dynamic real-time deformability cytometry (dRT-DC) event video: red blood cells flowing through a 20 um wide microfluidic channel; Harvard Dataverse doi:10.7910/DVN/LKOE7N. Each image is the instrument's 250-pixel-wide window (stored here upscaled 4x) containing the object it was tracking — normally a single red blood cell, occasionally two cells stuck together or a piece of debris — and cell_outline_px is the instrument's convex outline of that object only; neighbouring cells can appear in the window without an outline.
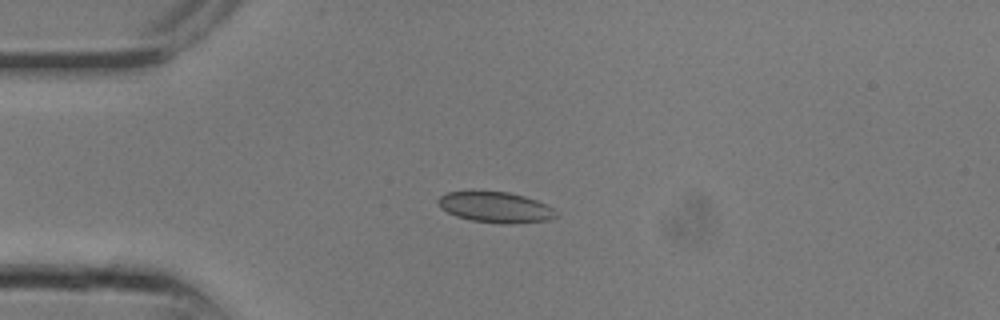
{"species": "common noctule bat (a hibernating species)", "species_latin": "Nyctalus noctula", "temperature_condition": "room temperature", "stored_images_in_passage": 9, "camera_frame_rate_fps": 3000, "um_per_image_px": 0.085, "animal": {"sex": "male", "body_mass_g": 13.3}, "frame": {"image": 1, "passage_image": 6, "time_ms": 1.667, "image_size_px": [1000, 320], "cell_outline_px": [[556, 216], [548, 220], [516, 224], [508, 224], [472, 220], [456, 216], [440, 208], [436, 200], [440, 196], [448, 192], [472, 188], [508, 192], [524, 196], [536, 200], [552, 208]], "centroid_in_image_um": [42.03, 17.57], "position_along_channel_um": 43.0, "area_um2": 21.62}}
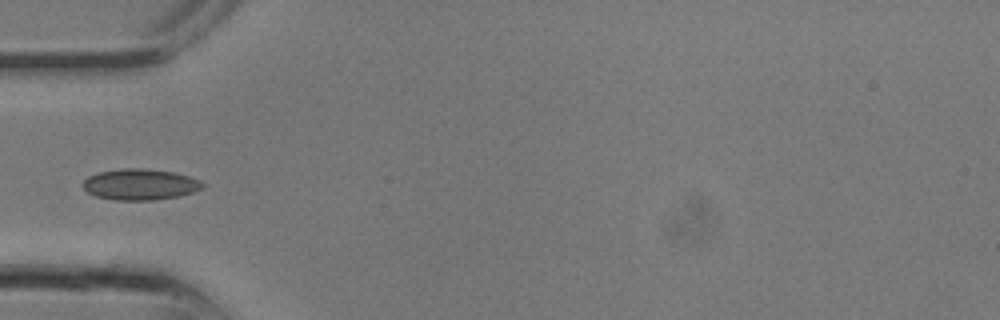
{"frame": {"image": 2, "passage_image": 8, "time_ms": 2.333, "image_size_px": [1000, 320], "cell_outline_px": [[204, 188], [180, 196], [152, 200], [116, 200], [96, 196], [88, 192], [80, 184], [88, 176], [96, 172], [124, 168], [140, 168], [172, 172], [188, 176], [200, 180], [204, 184]], "centroid_in_image_um": [11.89, 15.67], "position_along_channel_um": 73.1, "area_um2": 21.68}}